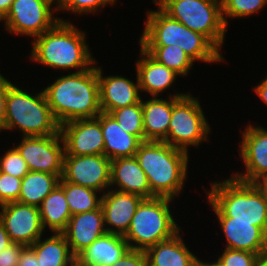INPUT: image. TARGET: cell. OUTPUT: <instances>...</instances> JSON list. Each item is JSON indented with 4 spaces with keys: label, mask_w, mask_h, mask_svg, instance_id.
Returning <instances> with one entry per match:
<instances>
[{
    "label": "cell",
    "mask_w": 267,
    "mask_h": 266,
    "mask_svg": "<svg viewBox=\"0 0 267 266\" xmlns=\"http://www.w3.org/2000/svg\"><path fill=\"white\" fill-rule=\"evenodd\" d=\"M41 222L52 233H62L71 218L64 189L58 184L39 206Z\"/></svg>",
    "instance_id": "cell-27"
},
{
    "label": "cell",
    "mask_w": 267,
    "mask_h": 266,
    "mask_svg": "<svg viewBox=\"0 0 267 266\" xmlns=\"http://www.w3.org/2000/svg\"><path fill=\"white\" fill-rule=\"evenodd\" d=\"M256 266H267V252L259 255Z\"/></svg>",
    "instance_id": "cell-45"
},
{
    "label": "cell",
    "mask_w": 267,
    "mask_h": 266,
    "mask_svg": "<svg viewBox=\"0 0 267 266\" xmlns=\"http://www.w3.org/2000/svg\"><path fill=\"white\" fill-rule=\"evenodd\" d=\"M104 139V155L111 161L117 158L134 157L142 141L125 132L108 113H100Z\"/></svg>",
    "instance_id": "cell-24"
},
{
    "label": "cell",
    "mask_w": 267,
    "mask_h": 266,
    "mask_svg": "<svg viewBox=\"0 0 267 266\" xmlns=\"http://www.w3.org/2000/svg\"><path fill=\"white\" fill-rule=\"evenodd\" d=\"M86 40L85 31L69 20L59 19L51 29L34 38L30 58L49 68L83 72L97 62Z\"/></svg>",
    "instance_id": "cell-2"
},
{
    "label": "cell",
    "mask_w": 267,
    "mask_h": 266,
    "mask_svg": "<svg viewBox=\"0 0 267 266\" xmlns=\"http://www.w3.org/2000/svg\"><path fill=\"white\" fill-rule=\"evenodd\" d=\"M140 195L143 198L156 197L149 187L147 175L134 157L117 158L111 161L110 188Z\"/></svg>",
    "instance_id": "cell-20"
},
{
    "label": "cell",
    "mask_w": 267,
    "mask_h": 266,
    "mask_svg": "<svg viewBox=\"0 0 267 266\" xmlns=\"http://www.w3.org/2000/svg\"><path fill=\"white\" fill-rule=\"evenodd\" d=\"M62 174L29 171L21 181L19 203L39 207L42 201L59 184Z\"/></svg>",
    "instance_id": "cell-28"
},
{
    "label": "cell",
    "mask_w": 267,
    "mask_h": 266,
    "mask_svg": "<svg viewBox=\"0 0 267 266\" xmlns=\"http://www.w3.org/2000/svg\"><path fill=\"white\" fill-rule=\"evenodd\" d=\"M266 4L267 0H225L221 6L222 18L227 27V19L249 17L264 8Z\"/></svg>",
    "instance_id": "cell-32"
},
{
    "label": "cell",
    "mask_w": 267,
    "mask_h": 266,
    "mask_svg": "<svg viewBox=\"0 0 267 266\" xmlns=\"http://www.w3.org/2000/svg\"><path fill=\"white\" fill-rule=\"evenodd\" d=\"M109 114L125 132L144 142L142 99L139 103L113 110Z\"/></svg>",
    "instance_id": "cell-31"
},
{
    "label": "cell",
    "mask_w": 267,
    "mask_h": 266,
    "mask_svg": "<svg viewBox=\"0 0 267 266\" xmlns=\"http://www.w3.org/2000/svg\"><path fill=\"white\" fill-rule=\"evenodd\" d=\"M104 215L101 206L90 212L72 215L66 229L62 232L76 257L94 240L105 234Z\"/></svg>",
    "instance_id": "cell-19"
},
{
    "label": "cell",
    "mask_w": 267,
    "mask_h": 266,
    "mask_svg": "<svg viewBox=\"0 0 267 266\" xmlns=\"http://www.w3.org/2000/svg\"><path fill=\"white\" fill-rule=\"evenodd\" d=\"M65 155L104 154L100 114L94 118L77 119L60 125Z\"/></svg>",
    "instance_id": "cell-14"
},
{
    "label": "cell",
    "mask_w": 267,
    "mask_h": 266,
    "mask_svg": "<svg viewBox=\"0 0 267 266\" xmlns=\"http://www.w3.org/2000/svg\"><path fill=\"white\" fill-rule=\"evenodd\" d=\"M143 199L140 195L120 192L116 188L108 189L102 194L101 208L106 231L124 236L129 229L137 207Z\"/></svg>",
    "instance_id": "cell-16"
},
{
    "label": "cell",
    "mask_w": 267,
    "mask_h": 266,
    "mask_svg": "<svg viewBox=\"0 0 267 266\" xmlns=\"http://www.w3.org/2000/svg\"><path fill=\"white\" fill-rule=\"evenodd\" d=\"M158 63L165 65L179 76H187L194 61L176 45L140 46Z\"/></svg>",
    "instance_id": "cell-30"
},
{
    "label": "cell",
    "mask_w": 267,
    "mask_h": 266,
    "mask_svg": "<svg viewBox=\"0 0 267 266\" xmlns=\"http://www.w3.org/2000/svg\"><path fill=\"white\" fill-rule=\"evenodd\" d=\"M25 247L19 243H11L7 248L0 251V266H18V260Z\"/></svg>",
    "instance_id": "cell-37"
},
{
    "label": "cell",
    "mask_w": 267,
    "mask_h": 266,
    "mask_svg": "<svg viewBox=\"0 0 267 266\" xmlns=\"http://www.w3.org/2000/svg\"><path fill=\"white\" fill-rule=\"evenodd\" d=\"M258 258L256 253L225 248L217 261L221 266H256Z\"/></svg>",
    "instance_id": "cell-35"
},
{
    "label": "cell",
    "mask_w": 267,
    "mask_h": 266,
    "mask_svg": "<svg viewBox=\"0 0 267 266\" xmlns=\"http://www.w3.org/2000/svg\"><path fill=\"white\" fill-rule=\"evenodd\" d=\"M186 247L180 231L145 251L148 266H195L197 257Z\"/></svg>",
    "instance_id": "cell-25"
},
{
    "label": "cell",
    "mask_w": 267,
    "mask_h": 266,
    "mask_svg": "<svg viewBox=\"0 0 267 266\" xmlns=\"http://www.w3.org/2000/svg\"><path fill=\"white\" fill-rule=\"evenodd\" d=\"M210 1L215 2L219 4L220 6H222L225 0H210Z\"/></svg>",
    "instance_id": "cell-48"
},
{
    "label": "cell",
    "mask_w": 267,
    "mask_h": 266,
    "mask_svg": "<svg viewBox=\"0 0 267 266\" xmlns=\"http://www.w3.org/2000/svg\"><path fill=\"white\" fill-rule=\"evenodd\" d=\"M13 0H0V22L6 17Z\"/></svg>",
    "instance_id": "cell-43"
},
{
    "label": "cell",
    "mask_w": 267,
    "mask_h": 266,
    "mask_svg": "<svg viewBox=\"0 0 267 266\" xmlns=\"http://www.w3.org/2000/svg\"><path fill=\"white\" fill-rule=\"evenodd\" d=\"M64 181L103 192L110 189L111 160L101 155H64ZM104 190V191H103Z\"/></svg>",
    "instance_id": "cell-12"
},
{
    "label": "cell",
    "mask_w": 267,
    "mask_h": 266,
    "mask_svg": "<svg viewBox=\"0 0 267 266\" xmlns=\"http://www.w3.org/2000/svg\"><path fill=\"white\" fill-rule=\"evenodd\" d=\"M158 7L190 30L203 34L221 50L227 27L219 4L210 0H164Z\"/></svg>",
    "instance_id": "cell-8"
},
{
    "label": "cell",
    "mask_w": 267,
    "mask_h": 266,
    "mask_svg": "<svg viewBox=\"0 0 267 266\" xmlns=\"http://www.w3.org/2000/svg\"><path fill=\"white\" fill-rule=\"evenodd\" d=\"M254 184L263 193V196L267 201V176L259 178Z\"/></svg>",
    "instance_id": "cell-44"
},
{
    "label": "cell",
    "mask_w": 267,
    "mask_h": 266,
    "mask_svg": "<svg viewBox=\"0 0 267 266\" xmlns=\"http://www.w3.org/2000/svg\"><path fill=\"white\" fill-rule=\"evenodd\" d=\"M153 4L160 5L164 0H152Z\"/></svg>",
    "instance_id": "cell-49"
},
{
    "label": "cell",
    "mask_w": 267,
    "mask_h": 266,
    "mask_svg": "<svg viewBox=\"0 0 267 266\" xmlns=\"http://www.w3.org/2000/svg\"><path fill=\"white\" fill-rule=\"evenodd\" d=\"M15 148L29 171L63 174L65 146L61 134L23 137Z\"/></svg>",
    "instance_id": "cell-11"
},
{
    "label": "cell",
    "mask_w": 267,
    "mask_h": 266,
    "mask_svg": "<svg viewBox=\"0 0 267 266\" xmlns=\"http://www.w3.org/2000/svg\"><path fill=\"white\" fill-rule=\"evenodd\" d=\"M185 95V93L170 94L169 100L158 97L142 100L144 141H163L167 137L172 115V97Z\"/></svg>",
    "instance_id": "cell-23"
},
{
    "label": "cell",
    "mask_w": 267,
    "mask_h": 266,
    "mask_svg": "<svg viewBox=\"0 0 267 266\" xmlns=\"http://www.w3.org/2000/svg\"><path fill=\"white\" fill-rule=\"evenodd\" d=\"M16 128L23 137L61 134L44 91L34 96L8 81L5 130Z\"/></svg>",
    "instance_id": "cell-6"
},
{
    "label": "cell",
    "mask_w": 267,
    "mask_h": 266,
    "mask_svg": "<svg viewBox=\"0 0 267 266\" xmlns=\"http://www.w3.org/2000/svg\"><path fill=\"white\" fill-rule=\"evenodd\" d=\"M5 205V203L0 199V209Z\"/></svg>",
    "instance_id": "cell-50"
},
{
    "label": "cell",
    "mask_w": 267,
    "mask_h": 266,
    "mask_svg": "<svg viewBox=\"0 0 267 266\" xmlns=\"http://www.w3.org/2000/svg\"><path fill=\"white\" fill-rule=\"evenodd\" d=\"M59 185L64 189L71 215L90 212L101 206L102 195L99 196L98 191L64 181L62 178Z\"/></svg>",
    "instance_id": "cell-29"
},
{
    "label": "cell",
    "mask_w": 267,
    "mask_h": 266,
    "mask_svg": "<svg viewBox=\"0 0 267 266\" xmlns=\"http://www.w3.org/2000/svg\"><path fill=\"white\" fill-rule=\"evenodd\" d=\"M173 200L153 197L144 198L140 202L129 229L123 236L130 249L146 251L158 242L172 238L181 230L170 210L169 204Z\"/></svg>",
    "instance_id": "cell-7"
},
{
    "label": "cell",
    "mask_w": 267,
    "mask_h": 266,
    "mask_svg": "<svg viewBox=\"0 0 267 266\" xmlns=\"http://www.w3.org/2000/svg\"><path fill=\"white\" fill-rule=\"evenodd\" d=\"M22 179L0 172V199L4 203L18 201Z\"/></svg>",
    "instance_id": "cell-36"
},
{
    "label": "cell",
    "mask_w": 267,
    "mask_h": 266,
    "mask_svg": "<svg viewBox=\"0 0 267 266\" xmlns=\"http://www.w3.org/2000/svg\"><path fill=\"white\" fill-rule=\"evenodd\" d=\"M101 68L98 67V82L102 112L109 114L113 110L134 105L141 101L138 79L133 82L118 75L103 77Z\"/></svg>",
    "instance_id": "cell-18"
},
{
    "label": "cell",
    "mask_w": 267,
    "mask_h": 266,
    "mask_svg": "<svg viewBox=\"0 0 267 266\" xmlns=\"http://www.w3.org/2000/svg\"><path fill=\"white\" fill-rule=\"evenodd\" d=\"M8 80L0 74V132L5 130Z\"/></svg>",
    "instance_id": "cell-39"
},
{
    "label": "cell",
    "mask_w": 267,
    "mask_h": 266,
    "mask_svg": "<svg viewBox=\"0 0 267 266\" xmlns=\"http://www.w3.org/2000/svg\"><path fill=\"white\" fill-rule=\"evenodd\" d=\"M255 93L259 98L267 104V75L257 86L254 88Z\"/></svg>",
    "instance_id": "cell-42"
},
{
    "label": "cell",
    "mask_w": 267,
    "mask_h": 266,
    "mask_svg": "<svg viewBox=\"0 0 267 266\" xmlns=\"http://www.w3.org/2000/svg\"><path fill=\"white\" fill-rule=\"evenodd\" d=\"M40 1L49 5L51 8L53 7L55 11H59V5H60L61 0H40ZM54 2L56 3L55 7L53 6L55 4Z\"/></svg>",
    "instance_id": "cell-46"
},
{
    "label": "cell",
    "mask_w": 267,
    "mask_h": 266,
    "mask_svg": "<svg viewBox=\"0 0 267 266\" xmlns=\"http://www.w3.org/2000/svg\"><path fill=\"white\" fill-rule=\"evenodd\" d=\"M18 266H39L36 254L30 246H26L22 250Z\"/></svg>",
    "instance_id": "cell-40"
},
{
    "label": "cell",
    "mask_w": 267,
    "mask_h": 266,
    "mask_svg": "<svg viewBox=\"0 0 267 266\" xmlns=\"http://www.w3.org/2000/svg\"><path fill=\"white\" fill-rule=\"evenodd\" d=\"M116 0H61L59 10L75 14H93L108 4H115Z\"/></svg>",
    "instance_id": "cell-34"
},
{
    "label": "cell",
    "mask_w": 267,
    "mask_h": 266,
    "mask_svg": "<svg viewBox=\"0 0 267 266\" xmlns=\"http://www.w3.org/2000/svg\"><path fill=\"white\" fill-rule=\"evenodd\" d=\"M211 129L198 98L186 92L183 97H172V115L165 143L188 152L208 141Z\"/></svg>",
    "instance_id": "cell-9"
},
{
    "label": "cell",
    "mask_w": 267,
    "mask_h": 266,
    "mask_svg": "<svg viewBox=\"0 0 267 266\" xmlns=\"http://www.w3.org/2000/svg\"><path fill=\"white\" fill-rule=\"evenodd\" d=\"M240 143L239 155L246 172L234 173L232 176L247 183H254L267 176V129L248 124L242 132Z\"/></svg>",
    "instance_id": "cell-15"
},
{
    "label": "cell",
    "mask_w": 267,
    "mask_h": 266,
    "mask_svg": "<svg viewBox=\"0 0 267 266\" xmlns=\"http://www.w3.org/2000/svg\"><path fill=\"white\" fill-rule=\"evenodd\" d=\"M135 158L147 175L151 192L156 197L175 199L180 195L188 172L187 151L164 141H144Z\"/></svg>",
    "instance_id": "cell-3"
},
{
    "label": "cell",
    "mask_w": 267,
    "mask_h": 266,
    "mask_svg": "<svg viewBox=\"0 0 267 266\" xmlns=\"http://www.w3.org/2000/svg\"><path fill=\"white\" fill-rule=\"evenodd\" d=\"M139 51L141 59L136 62V79H138L140 91L147 92L152 97H158L161 92L173 86L179 75L158 63L141 47Z\"/></svg>",
    "instance_id": "cell-22"
},
{
    "label": "cell",
    "mask_w": 267,
    "mask_h": 266,
    "mask_svg": "<svg viewBox=\"0 0 267 266\" xmlns=\"http://www.w3.org/2000/svg\"><path fill=\"white\" fill-rule=\"evenodd\" d=\"M130 249L122 235L106 232L76 256L79 266H112Z\"/></svg>",
    "instance_id": "cell-21"
},
{
    "label": "cell",
    "mask_w": 267,
    "mask_h": 266,
    "mask_svg": "<svg viewBox=\"0 0 267 266\" xmlns=\"http://www.w3.org/2000/svg\"><path fill=\"white\" fill-rule=\"evenodd\" d=\"M139 43L140 46L176 45L194 62L211 64L224 61L220 50L207 37L169 17L159 7L156 11H147V20Z\"/></svg>",
    "instance_id": "cell-4"
},
{
    "label": "cell",
    "mask_w": 267,
    "mask_h": 266,
    "mask_svg": "<svg viewBox=\"0 0 267 266\" xmlns=\"http://www.w3.org/2000/svg\"><path fill=\"white\" fill-rule=\"evenodd\" d=\"M30 247L36 254L39 266H72L76 263L63 233H53L45 240L40 237Z\"/></svg>",
    "instance_id": "cell-26"
},
{
    "label": "cell",
    "mask_w": 267,
    "mask_h": 266,
    "mask_svg": "<svg viewBox=\"0 0 267 266\" xmlns=\"http://www.w3.org/2000/svg\"><path fill=\"white\" fill-rule=\"evenodd\" d=\"M3 156V157H2ZM0 156V172L22 179L28 172V166L14 147Z\"/></svg>",
    "instance_id": "cell-33"
},
{
    "label": "cell",
    "mask_w": 267,
    "mask_h": 266,
    "mask_svg": "<svg viewBox=\"0 0 267 266\" xmlns=\"http://www.w3.org/2000/svg\"><path fill=\"white\" fill-rule=\"evenodd\" d=\"M43 91L59 125L94 118L102 112L97 66L63 75Z\"/></svg>",
    "instance_id": "cell-1"
},
{
    "label": "cell",
    "mask_w": 267,
    "mask_h": 266,
    "mask_svg": "<svg viewBox=\"0 0 267 266\" xmlns=\"http://www.w3.org/2000/svg\"><path fill=\"white\" fill-rule=\"evenodd\" d=\"M12 241L5 229L3 221L0 219V251L11 245Z\"/></svg>",
    "instance_id": "cell-41"
},
{
    "label": "cell",
    "mask_w": 267,
    "mask_h": 266,
    "mask_svg": "<svg viewBox=\"0 0 267 266\" xmlns=\"http://www.w3.org/2000/svg\"><path fill=\"white\" fill-rule=\"evenodd\" d=\"M195 266H221L218 261H213L212 263L210 262H204L199 260V258H197Z\"/></svg>",
    "instance_id": "cell-47"
},
{
    "label": "cell",
    "mask_w": 267,
    "mask_h": 266,
    "mask_svg": "<svg viewBox=\"0 0 267 266\" xmlns=\"http://www.w3.org/2000/svg\"><path fill=\"white\" fill-rule=\"evenodd\" d=\"M0 219L12 243L31 246L45 231L39 207L19 202H8L0 210Z\"/></svg>",
    "instance_id": "cell-13"
},
{
    "label": "cell",
    "mask_w": 267,
    "mask_h": 266,
    "mask_svg": "<svg viewBox=\"0 0 267 266\" xmlns=\"http://www.w3.org/2000/svg\"><path fill=\"white\" fill-rule=\"evenodd\" d=\"M207 198L223 215L232 221L253 222L267 234V201L254 183L231 176L211 182Z\"/></svg>",
    "instance_id": "cell-5"
},
{
    "label": "cell",
    "mask_w": 267,
    "mask_h": 266,
    "mask_svg": "<svg viewBox=\"0 0 267 266\" xmlns=\"http://www.w3.org/2000/svg\"><path fill=\"white\" fill-rule=\"evenodd\" d=\"M52 11L53 8L40 0H13L2 22L7 32L36 38L59 21Z\"/></svg>",
    "instance_id": "cell-10"
},
{
    "label": "cell",
    "mask_w": 267,
    "mask_h": 266,
    "mask_svg": "<svg viewBox=\"0 0 267 266\" xmlns=\"http://www.w3.org/2000/svg\"><path fill=\"white\" fill-rule=\"evenodd\" d=\"M223 234L226 238V248L244 250L260 255L267 252V234L253 225V222L232 221V217L223 215L210 201Z\"/></svg>",
    "instance_id": "cell-17"
},
{
    "label": "cell",
    "mask_w": 267,
    "mask_h": 266,
    "mask_svg": "<svg viewBox=\"0 0 267 266\" xmlns=\"http://www.w3.org/2000/svg\"><path fill=\"white\" fill-rule=\"evenodd\" d=\"M112 266H148L145 251L129 249L124 256Z\"/></svg>",
    "instance_id": "cell-38"
}]
</instances>
